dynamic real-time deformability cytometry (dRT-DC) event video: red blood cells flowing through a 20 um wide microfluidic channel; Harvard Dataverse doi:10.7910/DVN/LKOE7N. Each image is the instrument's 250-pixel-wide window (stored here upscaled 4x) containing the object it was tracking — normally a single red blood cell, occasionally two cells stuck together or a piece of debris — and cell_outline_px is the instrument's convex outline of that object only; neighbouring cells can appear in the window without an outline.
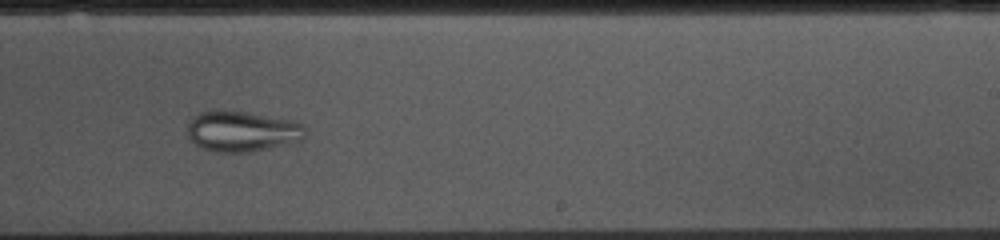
{"species": "common noctule bat (a hibernating species)", "species_latin": "Nyctalus noctula", "temperature_condition": "cold", "stored_images_in_passage": 54, "camera_frame_rate_fps": 3000, "um_per_image_px": 0.085, "animal": {"sex": "female", "body_mass_g": 10.0, "forearm_length_mm": 53.1}, "frame": {"image": 1, "passage_image": 32, "time_ms": 10.333, "image_size_px": [1000, 240], "cell_outline_px": [[304, 140], [268, 148], [248, 152], [220, 152], [204, 148], [196, 144], [188, 136], [188, 124], [192, 116], [200, 112], [248, 112], [288, 120], [300, 124], [304, 128]], "centroid_in_image_um": [20.56, 11.18], "position_along_channel_um": 268.4, "area_um2": 27.11}}
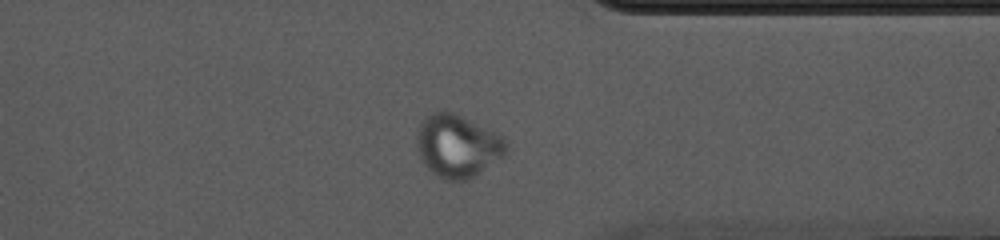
{"frame": {"image": 2, "passage_image": 41, "time_ms": 13.333, "image_size_px": [1000, 240], "cell_outline_px": [[508, 148], [504, 156], [468, 180], [444, 180], [436, 176], [420, 160], [416, 148], [416, 132], [420, 124], [432, 112], [444, 108], [496, 132], [504, 136], [508, 140]], "centroid_in_image_um": [38.88, 12.39], "position_along_channel_um": 372.5, "area_um2": 33.18}}
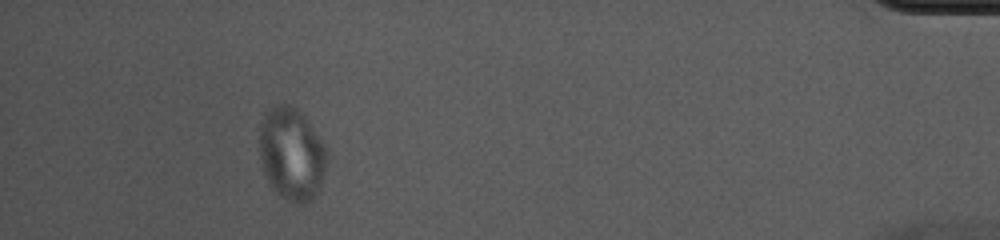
{"frame": {"image": 3, "passage_image": 49, "time_ms": 16.0, "image_size_px": [1000, 240], "cell_outline_px": [[328, 164], [316, 192], [304, 204], [292, 204], [280, 196], [272, 188], [264, 172], [260, 160], [260, 124], [264, 112], [276, 104], [288, 104], [296, 108], [304, 116], [328, 148]], "centroid_in_image_um": [24.79, 13.07], "position_along_channel_um": 410.4, "area_um2": 36.65}}